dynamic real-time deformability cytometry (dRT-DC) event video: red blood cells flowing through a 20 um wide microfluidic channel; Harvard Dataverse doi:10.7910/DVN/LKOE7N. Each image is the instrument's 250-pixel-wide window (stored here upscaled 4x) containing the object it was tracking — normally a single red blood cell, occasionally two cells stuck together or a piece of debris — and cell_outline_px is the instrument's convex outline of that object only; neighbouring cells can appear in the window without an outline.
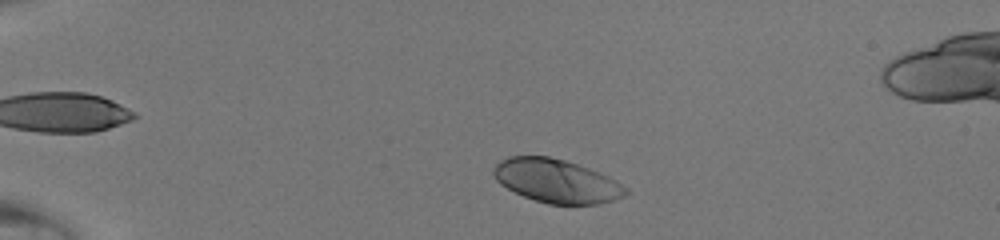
{"species": "human", "species_latin": "Homo sapiens", "temperature_condition": "room temperature", "stored_images_in_passage": 39, "camera_frame_rate_fps": 3000, "um_per_image_px": 0.085, "donor": {"sex": "male"}, "frame": {"image": 1, "passage_image": 3, "time_ms": 0.667, "image_size_px": [1000, 240], "cell_outline_px": [[628, 192], [624, 196], [600, 204], [548, 204], [524, 196], [500, 184], [496, 180], [492, 172], [492, 168], [500, 160], [508, 156], [548, 156], [564, 160], [588, 168], [608, 176], [616, 180], [628, 188]], "centroid_in_image_um": [47.29, 15.38], "position_along_channel_um": 37.7, "area_um2": 33.41}}
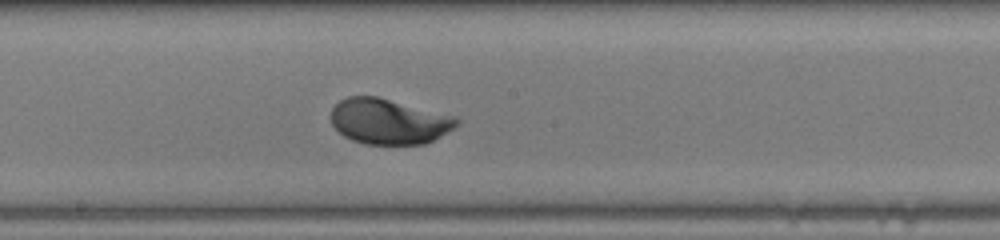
{"frame": {"image": 2, "passage_image": 20, "time_ms": 6.333, "image_size_px": [1000, 240], "cell_outline_px": [[460, 124], [440, 136], [424, 144], [364, 144], [352, 140], [344, 136], [332, 124], [332, 108], [340, 100], [348, 96], [376, 96], [456, 116], [460, 120]], "centroid_in_image_um": [33.06, 10.32], "position_along_channel_um": 215.1, "area_um2": 33.18}}
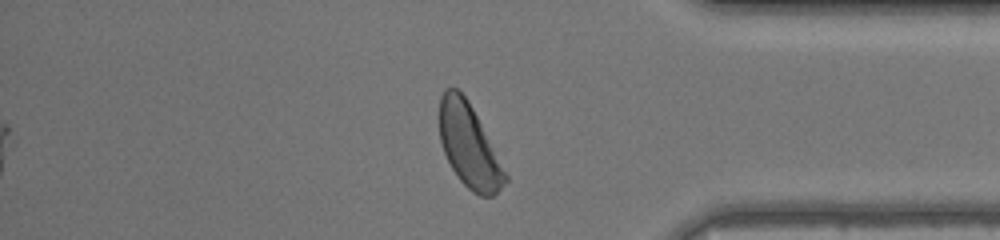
{"frame": {"image": 3, "passage_image": 33, "time_ms": 10.667, "image_size_px": [1000, 240], "cell_outline_px": [[508, 180], [492, 196], [480, 196], [472, 192], [460, 180], [452, 168], [444, 152], [440, 140], [440, 96], [444, 88], [456, 88], [468, 100], [508, 176]], "centroid_in_image_um": [39.85, 12.39], "position_along_channel_um": 395.3, "area_um2": 31.27}}